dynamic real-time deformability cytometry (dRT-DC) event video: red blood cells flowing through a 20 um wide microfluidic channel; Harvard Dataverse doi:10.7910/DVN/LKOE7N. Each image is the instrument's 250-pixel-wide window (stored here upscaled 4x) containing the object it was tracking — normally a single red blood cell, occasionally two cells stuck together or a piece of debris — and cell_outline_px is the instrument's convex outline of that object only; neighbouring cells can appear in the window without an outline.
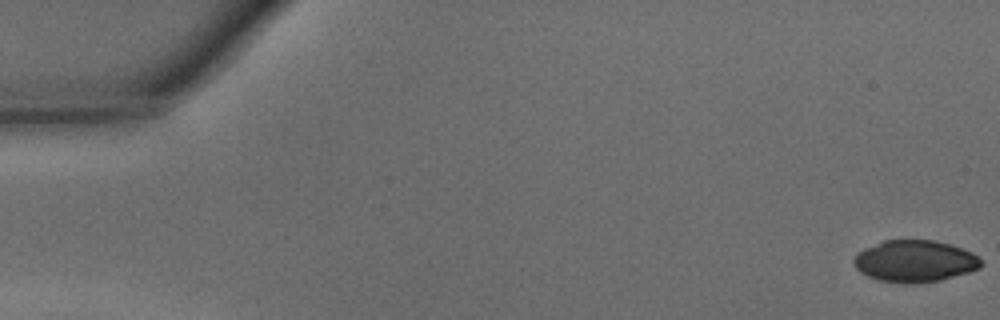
{"species": "common noctule bat (a hibernating species)", "species_latin": "Nyctalus noctula", "temperature_condition": "warm", "stored_images_in_passage": 39, "camera_frame_rate_fps": 3000, "um_per_image_px": 0.085, "animal": {"sex": "male", "body_mass_g": 15.6}, "frame": {"image": 1, "passage_image": 1, "time_ms": 0.0, "image_size_px": [1000, 320], "cell_outline_px": [[984, 264], [980, 268], [968, 272], [940, 280], [920, 284], [904, 284], [876, 280], [860, 272], [852, 264], [852, 260], [864, 248], [884, 240], [932, 240], [948, 244], [972, 252]], "centroid_in_image_um": [77.73, 22.22], "position_along_channel_um": 7.3, "area_um2": 31.1}}
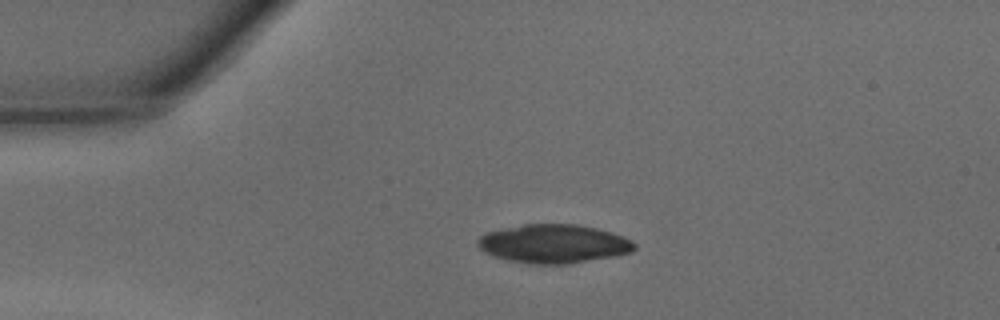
{"frame": {"image": 2, "passage_image": 11, "time_ms": 3.333, "image_size_px": [1000, 320], "cell_outline_px": [[636, 248], [632, 252], [612, 256], [568, 264], [528, 264], [508, 260], [484, 252], [476, 244], [476, 240], [484, 232], [524, 224], [576, 224], [596, 228], [612, 232], [624, 236], [632, 240], [636, 244]], "centroid_in_image_um": [47.05, 20.71], "position_along_channel_um": 38.0, "area_um2": 35.49}}